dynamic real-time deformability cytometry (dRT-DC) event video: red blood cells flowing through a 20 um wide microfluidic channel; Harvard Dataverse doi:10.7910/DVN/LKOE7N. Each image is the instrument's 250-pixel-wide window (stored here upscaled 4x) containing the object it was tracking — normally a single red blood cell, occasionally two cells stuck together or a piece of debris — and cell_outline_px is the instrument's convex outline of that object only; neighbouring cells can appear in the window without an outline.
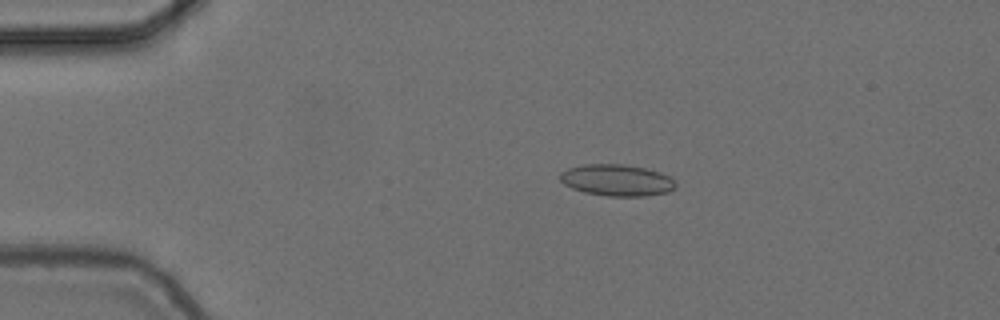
{"species": "common noctule bat (a hibernating species)", "species_latin": "Nyctalus noctula", "temperature_condition": "cold", "stored_images_in_passage": 56, "camera_frame_rate_fps": 3000, "um_per_image_px": 0.085, "animal": {"sex": "female", "body_mass_g": 24.6, "forearm_length_mm": 56.2}, "frame": {"image": 1, "passage_image": 12, "time_ms": 3.667, "image_size_px": [1000, 320], "cell_outline_px": [[676, 188], [668, 192], [644, 196], [608, 196], [584, 192], [572, 188], [564, 184], [560, 180], [560, 172], [568, 168], [584, 164], [624, 164], [644, 168], [660, 172], [668, 176], [676, 184]], "centroid_in_image_um": [52.41, 15.31], "position_along_channel_um": 32.6, "area_um2": 21.21}}
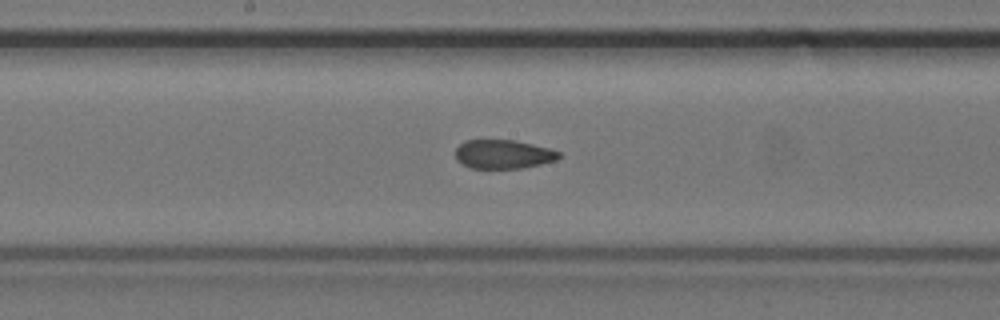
{"frame": {"image": 2, "passage_image": 30, "time_ms": 9.667, "image_size_px": [1000, 320], "cell_outline_px": [[560, 156], [556, 160], [540, 164], [520, 168], [472, 168], [456, 160], [456, 148], [464, 140], [516, 140], [548, 148], [560, 152]], "centroid_in_image_um": [42.76, 13.1], "position_along_channel_um": 205.4, "area_um2": 17.28}}
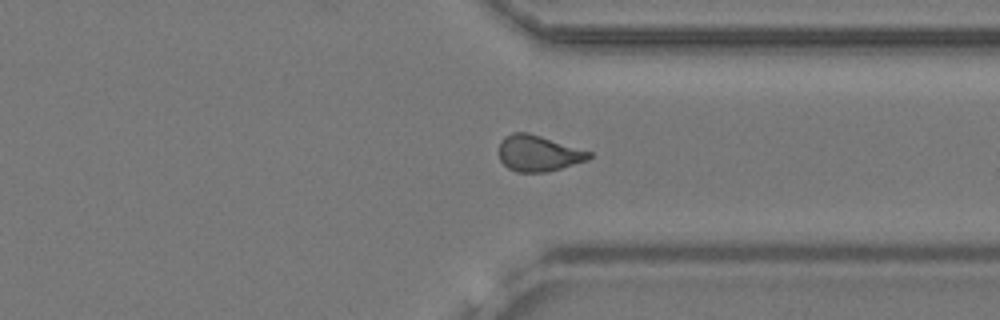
{"frame": {"image": 3, "passage_image": 43, "time_ms": 14.0, "image_size_px": [1000, 320], "cell_outline_px": [[592, 156], [588, 160], [548, 172], [516, 172], [508, 168], [500, 160], [500, 140], [504, 136], [512, 132], [528, 132], [592, 152]], "centroid_in_image_um": [45.76, 13.03], "position_along_channel_um": 365.6, "area_um2": 18.96}, "authors_computed_cell_mechanics": {"area_um2": 18.9006, "velocity_mm_per_s": 3.7096, "shape_relaxation_time_tau1_ms": null, "shape_relaxation_time_tau2_ms": 2.8568, "deformation_change_tau1": null, "deformation_change_tau2": 0.0858}}